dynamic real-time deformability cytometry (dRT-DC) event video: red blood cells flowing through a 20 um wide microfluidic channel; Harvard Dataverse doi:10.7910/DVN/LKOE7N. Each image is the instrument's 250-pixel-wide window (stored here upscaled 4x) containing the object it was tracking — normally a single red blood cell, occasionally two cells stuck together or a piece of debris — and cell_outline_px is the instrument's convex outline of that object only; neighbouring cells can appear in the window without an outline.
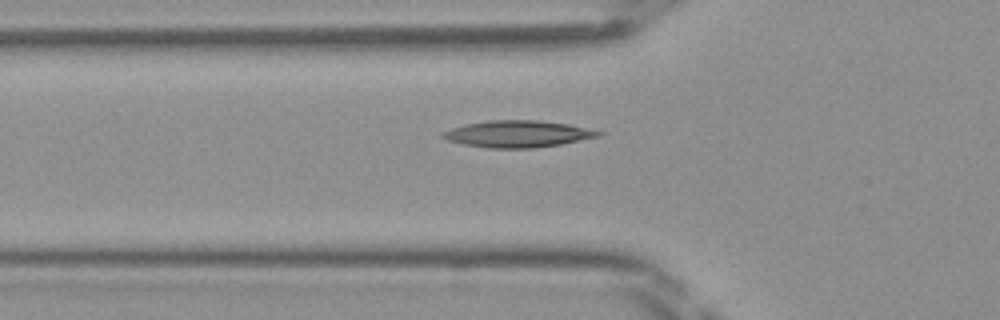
{"species": "Egyptian fruit bat (a non-hibernating species)", "species_latin": "Rousettus aegyptiacus", "temperature_condition": "room temperature", "stored_images_in_passage": 47, "camera_frame_rate_fps": 3000, "um_per_image_px": 0.085, "frame": {"image": 1, "passage_image": 17, "time_ms": 5.333, "image_size_px": [1000, 320], "cell_outline_px": [[604, 132], [600, 136], [560, 144], [532, 148], [488, 148], [464, 144], [448, 140], [440, 136], [440, 132], [452, 128], [468, 124], [488, 120], [536, 120], [568, 124]], "centroid_in_image_um": [43.98, 11.38], "position_along_channel_um": 81.8, "area_um2": 24.04}}
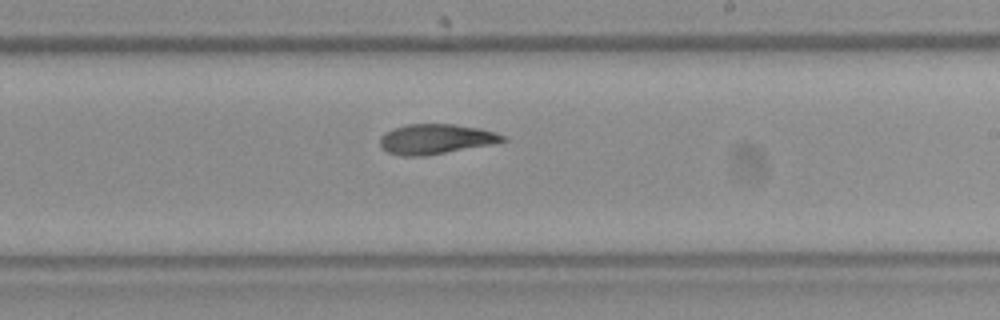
{"frame": {"image": 2, "passage_image": 29, "time_ms": 9.333, "image_size_px": [1000, 320], "cell_outline_px": [[508, 140], [488, 144], [424, 156], [400, 156], [388, 152], [380, 148], [380, 136], [384, 132], [392, 128], [404, 124], [456, 124], [480, 128], [496, 132], [504, 136]], "centroid_in_image_um": [36.96, 11.8], "position_along_channel_um": 252.0, "area_um2": 21.44}}
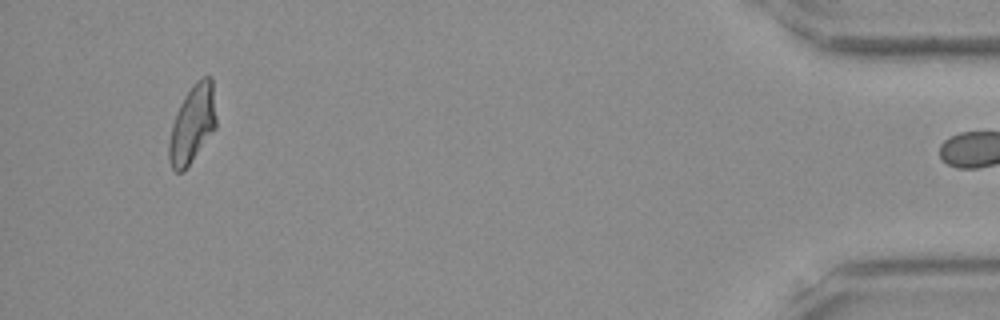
{"frame": {"image": 3, "passage_image": 46, "time_ms": 15.0, "image_size_px": [1000, 320], "cell_outline_px": [[216, 128], [184, 172], [176, 172], [172, 168], [168, 160], [168, 144], [172, 124], [176, 112], [184, 96], [196, 80], [204, 76], [212, 76], [216, 116]], "centroid_in_image_um": [16.35, 10.56], "position_along_channel_um": 418.9, "area_um2": 21.68}}